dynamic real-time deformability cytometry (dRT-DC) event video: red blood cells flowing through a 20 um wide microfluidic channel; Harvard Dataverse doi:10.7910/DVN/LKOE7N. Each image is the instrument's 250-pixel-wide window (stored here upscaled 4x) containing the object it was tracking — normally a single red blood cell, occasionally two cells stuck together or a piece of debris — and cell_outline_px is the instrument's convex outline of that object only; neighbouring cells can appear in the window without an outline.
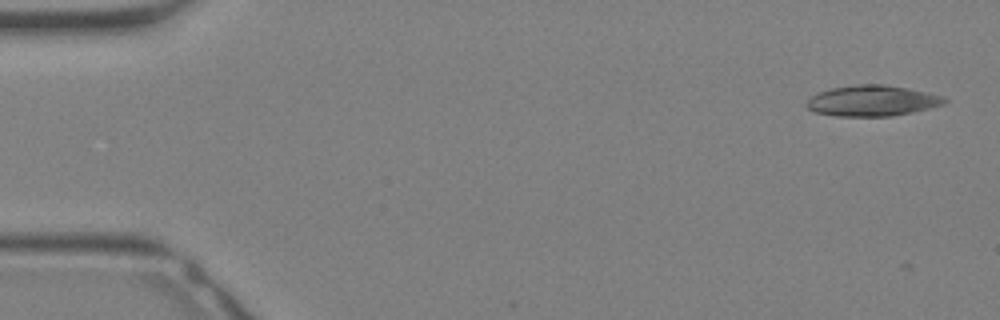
{"species": "Egyptian fruit bat (a non-hibernating species)", "species_latin": "Rousettus aegyptiacus", "temperature_condition": "warm", "stored_images_in_passage": 4, "camera_frame_rate_fps": 3000, "um_per_image_px": 0.085, "animal": {"sex": "female"}, "frame": {"image": 1, "passage_image": 1, "time_ms": 0.0, "image_size_px": [1000, 320], "cell_outline_px": [[948, 100], [944, 104], [912, 112], [892, 116], [836, 116], [816, 112], [808, 108], [804, 104], [812, 96], [828, 88], [856, 84], [884, 84], [908, 88], [944, 96]], "centroid_in_image_um": [74.13, 8.55], "position_along_channel_um": 10.9, "area_um2": 24.74}}